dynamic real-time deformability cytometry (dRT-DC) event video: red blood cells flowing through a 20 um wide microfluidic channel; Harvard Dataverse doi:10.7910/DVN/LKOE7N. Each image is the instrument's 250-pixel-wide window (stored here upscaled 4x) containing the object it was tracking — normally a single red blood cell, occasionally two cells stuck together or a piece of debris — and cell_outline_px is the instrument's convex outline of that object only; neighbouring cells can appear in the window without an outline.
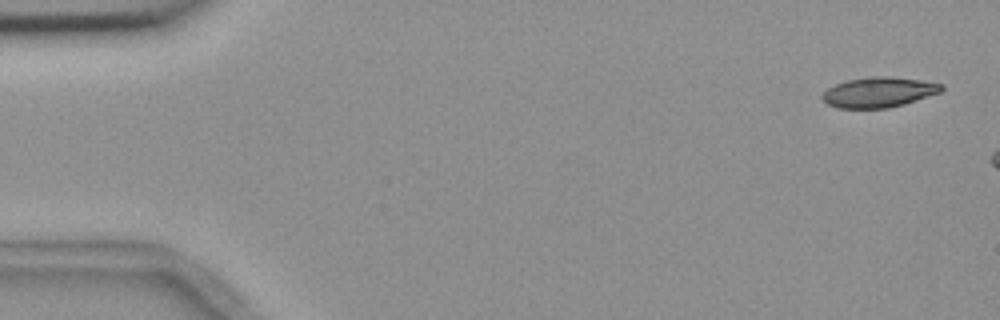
{"species": "common noctule bat (a hibernating species)", "species_latin": "Nyctalus noctula", "temperature_condition": "room temperature", "stored_images_in_passage": 3, "camera_frame_rate_fps": 3000, "um_per_image_px": 0.085, "animal": {"sex": "female", "body_mass_g": 18.4}, "frame": {"image": 1, "passage_image": 1, "time_ms": 0.0, "image_size_px": [1000, 320], "cell_outline_px": [[944, 88], [940, 92], [904, 104], [888, 108], [836, 108], [820, 100], [820, 96], [828, 88], [836, 84], [848, 80], [868, 76], [888, 76], [920, 80], [944, 84]], "centroid_in_image_um": [74.66, 7.84], "position_along_channel_um": 10.3, "area_um2": 21.04}}